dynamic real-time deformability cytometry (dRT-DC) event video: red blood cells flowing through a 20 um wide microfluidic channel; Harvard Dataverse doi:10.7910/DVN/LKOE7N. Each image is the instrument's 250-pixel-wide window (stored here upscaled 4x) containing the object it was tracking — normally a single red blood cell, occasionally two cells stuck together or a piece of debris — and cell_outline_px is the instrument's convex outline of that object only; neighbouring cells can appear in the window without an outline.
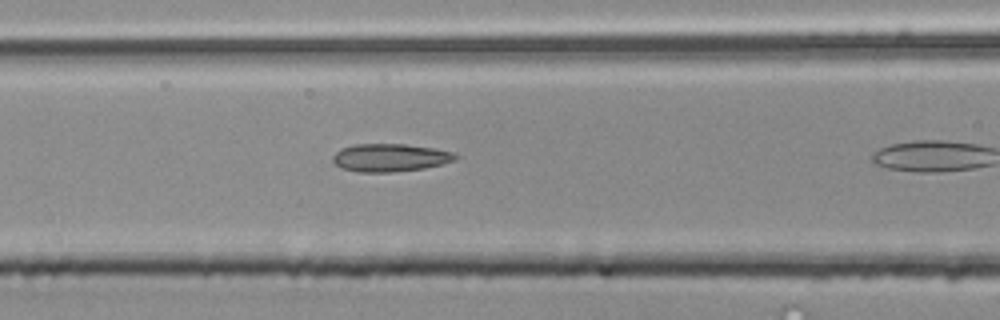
{"species": "common noctule bat (a hibernating species)", "species_latin": "Nyctalus noctula", "temperature_condition": "room temperature", "stored_images_in_passage": 11, "camera_frame_rate_fps": 3000, "um_per_image_px": 0.085, "animal": {"sex": "male", "body_mass_g": 20.4}, "frame": {"image": 1, "passage_image": 7, "time_ms": 2.0, "image_size_px": [1000, 320], "cell_outline_px": [[456, 160], [424, 168], [392, 172], [360, 172], [344, 168], [336, 164], [332, 160], [332, 156], [340, 148], [356, 144], [404, 144], [436, 148], [452, 152], [456, 156]], "centroid_in_image_um": [33.14, 13.39], "position_along_channel_um": 133.5, "area_um2": 19.77}}
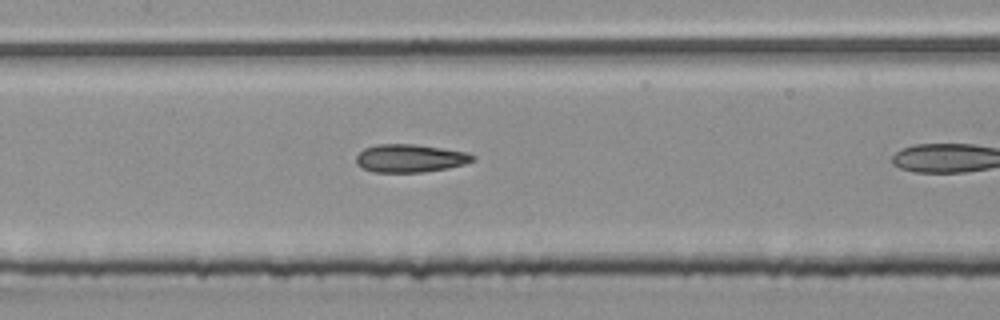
{"frame": {"image": 2, "passage_image": 10, "time_ms": 3.0, "image_size_px": [1000, 320], "cell_outline_px": [[476, 160], [464, 164], [448, 168], [420, 172], [372, 172], [356, 164], [356, 156], [364, 148], [376, 144], [416, 144], [468, 152], [476, 156]], "centroid_in_image_um": [34.87, 13.44], "position_along_channel_um": 172.5, "area_um2": 19.13}}